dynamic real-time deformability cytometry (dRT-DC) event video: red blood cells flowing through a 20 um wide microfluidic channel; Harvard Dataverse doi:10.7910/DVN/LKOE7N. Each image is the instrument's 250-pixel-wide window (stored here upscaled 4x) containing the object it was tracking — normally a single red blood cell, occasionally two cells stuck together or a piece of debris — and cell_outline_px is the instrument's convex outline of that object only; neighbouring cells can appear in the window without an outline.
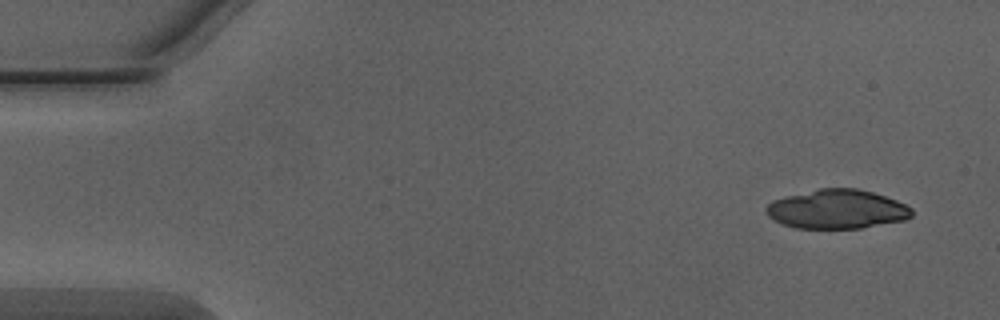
{"species": "Egyptian fruit bat (a non-hibernating species)", "species_latin": "Rousettus aegyptiacus", "temperature_condition": "warm", "stored_images_in_passage": 16, "camera_frame_rate_fps": 3000, "um_per_image_px": 0.085, "animal": {"sex": "male"}, "frame": {"image": 1, "passage_image": 1, "time_ms": 0.0, "image_size_px": [1000, 320], "cell_outline_px": [[912, 216], [904, 220], [864, 228], [796, 228], [784, 224], [768, 216], [764, 208], [772, 200], [784, 196], [820, 188], [856, 188], [872, 192], [896, 200], [912, 208]], "centroid_in_image_um": [71.14, 17.78], "position_along_channel_um": 13.9, "area_um2": 33.18}}